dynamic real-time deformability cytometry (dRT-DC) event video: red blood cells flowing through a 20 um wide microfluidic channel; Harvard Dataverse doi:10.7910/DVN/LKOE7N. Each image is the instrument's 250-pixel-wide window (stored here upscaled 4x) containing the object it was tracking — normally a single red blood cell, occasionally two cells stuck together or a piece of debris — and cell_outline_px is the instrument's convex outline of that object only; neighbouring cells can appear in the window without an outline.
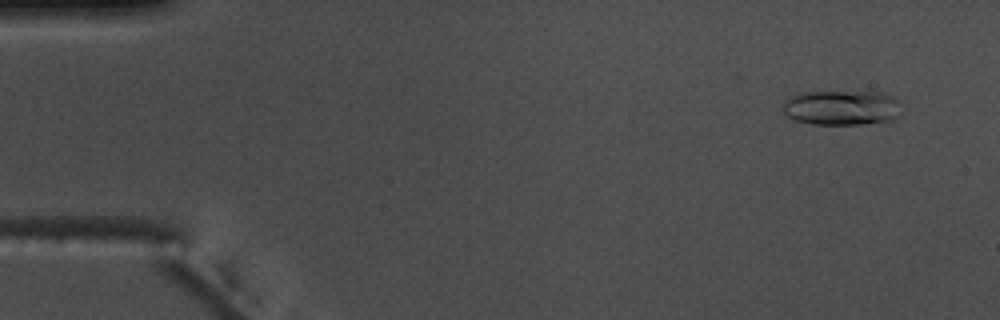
{"species": "common noctule bat (a hibernating species)", "species_latin": "Nyctalus noctula", "temperature_condition": "warm", "stored_images_in_passage": 55, "camera_frame_rate_fps": 3000, "um_per_image_px": 0.085, "animal": {"sex": "male", "body_mass_g": 17.5, "forearm_length_mm": 52.3}, "frame": {"image": 1, "passage_image": 4, "time_ms": 1.0, "image_size_px": [1000, 320], "cell_outline_px": [[900, 116], [892, 120], [860, 124], [812, 124], [796, 120], [784, 116], [780, 108], [792, 96], [804, 92], [880, 92], [892, 96], [896, 100], [900, 112]], "centroid_in_image_um": [71.51, 9.16], "position_along_channel_um": 13.5, "area_um2": 24.04}}
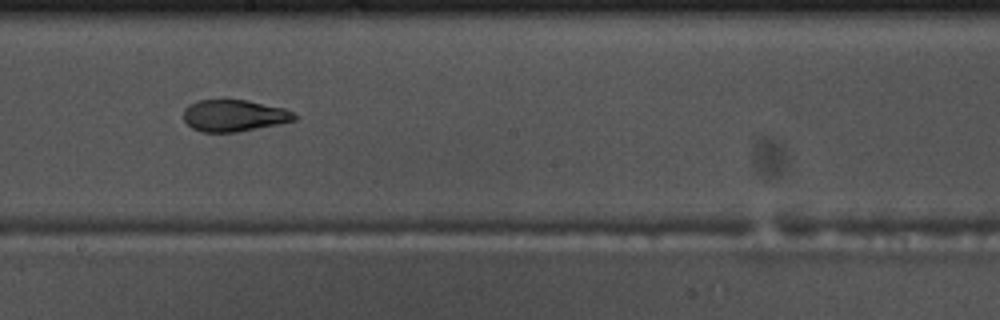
{"frame": {"image": 2, "passage_image": 31, "time_ms": 10.0, "image_size_px": [1000, 320], "cell_outline_px": [[300, 116], [296, 120], [280, 124], [240, 132], [200, 132], [192, 128], [184, 120], [184, 108], [188, 104], [200, 100], [248, 100], [284, 108]], "centroid_in_image_um": [19.92, 9.83], "position_along_channel_um": 228.3, "area_um2": 20.75}}
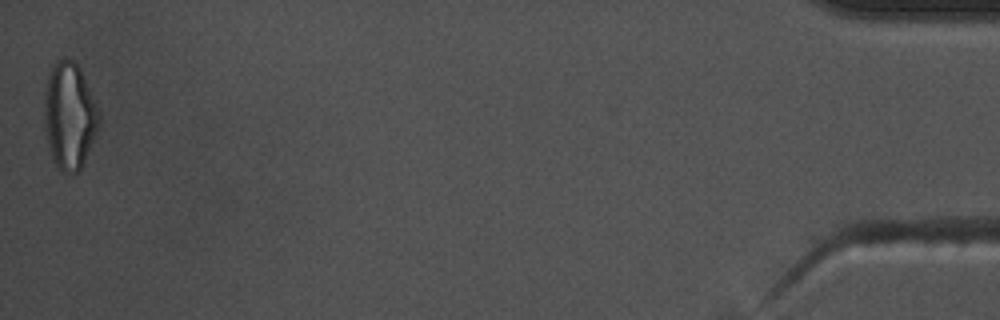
{"frame": {"image": 3, "passage_image": 55, "time_ms": 18.0, "image_size_px": [1000, 320], "cell_outline_px": [[100, 120], [80, 172], [72, 176], [60, 172], [52, 160], [48, 144], [44, 116], [44, 92], [48, 72], [56, 60], [64, 56], [72, 60], [80, 68], [100, 108]], "centroid_in_image_um": [5.9, 9.84], "position_along_channel_um": 429.3, "area_um2": 34.68}, "authors_computed_cell_mechanics": {"area_um2": 21.8484, "velocity_mm_per_s": 3.704, "shape_relaxation_time_tau1_ms": 8.2523, "shape_relaxation_time_tau2_ms": 1.8032, "deformation_change_tau1": 0.2156, "deformation_change_tau2": 0.09}}